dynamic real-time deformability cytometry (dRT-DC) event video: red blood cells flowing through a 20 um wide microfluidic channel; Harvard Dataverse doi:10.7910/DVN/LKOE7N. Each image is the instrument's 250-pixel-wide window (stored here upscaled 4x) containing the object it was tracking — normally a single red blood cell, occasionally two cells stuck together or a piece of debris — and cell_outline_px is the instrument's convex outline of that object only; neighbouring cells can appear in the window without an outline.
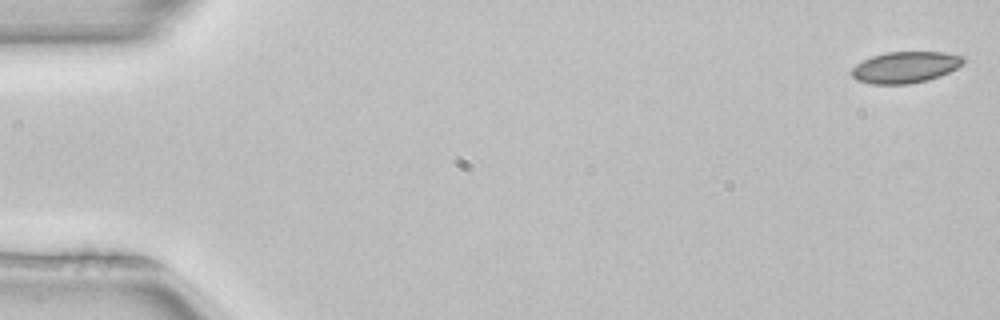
{"species": "common noctule bat (a hibernating species)", "species_latin": "Nyctalus noctula", "temperature_condition": "room temperature", "stored_images_in_passage": 4, "segment_of_instrument_passage": [2, 2], "camera_frame_rate_fps": 3000, "um_per_image_px": 0.085, "animal": {"sex": "female", "body_mass_g": 22.7, "forearm_length_mm": 54.2}, "frame": {"image": 1, "passage_image": 4, "time_ms": 1.0, "image_size_px": [1000, 320], "cell_outline_px": [[968, 60], [964, 64], [940, 76], [928, 80], [908, 84], [872, 84], [856, 80], [852, 76], [852, 68], [856, 64], [872, 56], [888, 52], [944, 52], [964, 56]], "centroid_in_image_um": [76.99, 5.71], "position_along_channel_um": 8.0, "area_um2": 20.52}}